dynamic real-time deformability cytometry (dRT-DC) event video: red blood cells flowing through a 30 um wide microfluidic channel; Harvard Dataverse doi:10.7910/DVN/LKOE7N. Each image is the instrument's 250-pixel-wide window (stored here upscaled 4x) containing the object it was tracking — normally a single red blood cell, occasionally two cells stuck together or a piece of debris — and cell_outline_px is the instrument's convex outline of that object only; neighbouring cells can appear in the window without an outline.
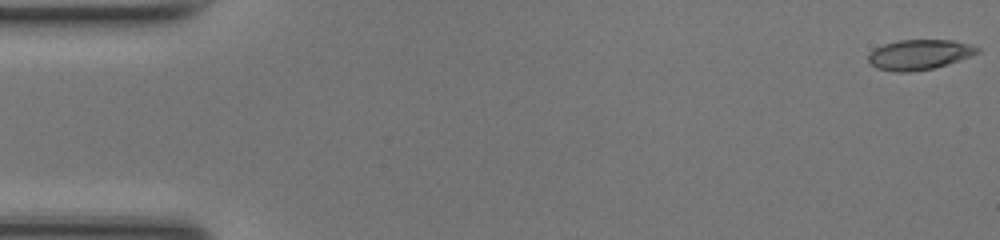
{"species": "common noctule bat (a hibernating species)", "species_latin": "Nyctalus noctula", "temperature_condition": "room temperature", "stored_images_in_passage": 49, "camera_frame_rate_fps": 3000, "um_per_image_px": 0.085, "animal": {"sex": "female", "body_mass_g": 17.0, "forearm_length_mm": 48.0}, "frame": {"image": 1, "passage_image": 1, "time_ms": 0.0, "image_size_px": [1000, 240], "cell_outline_px": [[980, 52], [960, 60], [948, 64], [932, 68], [908, 72], [896, 72], [876, 68], [868, 60], [868, 56], [876, 48], [884, 44], [896, 40], [952, 40], [972, 44], [980, 48]], "centroid_in_image_um": [78.17, 4.63], "position_along_channel_um": 6.8, "area_um2": 19.07}}
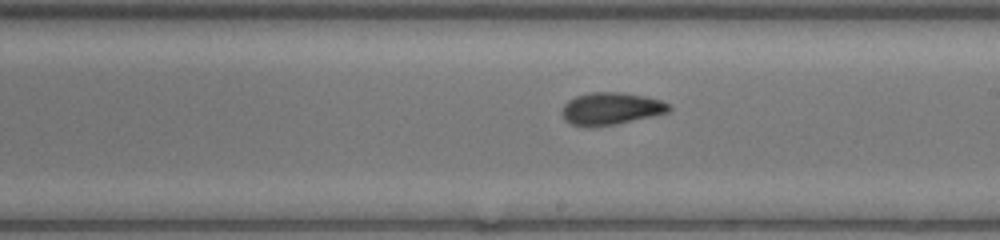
{"frame": {"image": 2, "passage_image": 28, "time_ms": 9.0, "image_size_px": [1000, 240], "cell_outline_px": [[672, 108], [668, 112], [652, 116], [612, 124], [568, 124], [564, 120], [564, 104], [568, 100], [576, 96], [588, 92], [620, 92], [644, 96], [660, 100], [672, 104]], "centroid_in_image_um": [51.98, 9.19], "position_along_channel_um": 237.0, "area_um2": 19.48}}
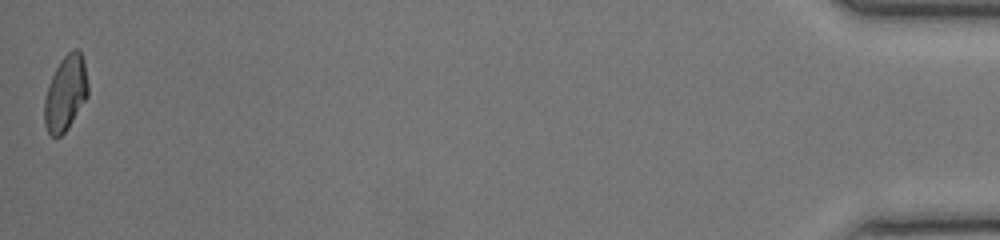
{"frame": {"image": 3, "passage_image": 49, "time_ms": 16.0, "image_size_px": [1000, 240], "cell_outline_px": [[88, 96], [68, 128], [60, 136], [52, 136], [48, 132], [44, 124], [44, 100], [48, 84], [60, 60], [72, 48], [76, 48], [80, 52], [84, 60], [88, 84]], "centroid_in_image_um": [5.57, 7.91], "position_along_channel_um": 429.6, "area_um2": 19.13}, "authors_computed_cell_mechanics": {"area_um2": 19.4208, "velocity_mm_per_s": 4.2518, "shape_relaxation_time_tau1_ms": 10.1122, "shape_relaxation_time_tau2_ms": 1.6579, "deformation_change_tau1": 0.2604, "deformation_change_tau2": 0.0736}}